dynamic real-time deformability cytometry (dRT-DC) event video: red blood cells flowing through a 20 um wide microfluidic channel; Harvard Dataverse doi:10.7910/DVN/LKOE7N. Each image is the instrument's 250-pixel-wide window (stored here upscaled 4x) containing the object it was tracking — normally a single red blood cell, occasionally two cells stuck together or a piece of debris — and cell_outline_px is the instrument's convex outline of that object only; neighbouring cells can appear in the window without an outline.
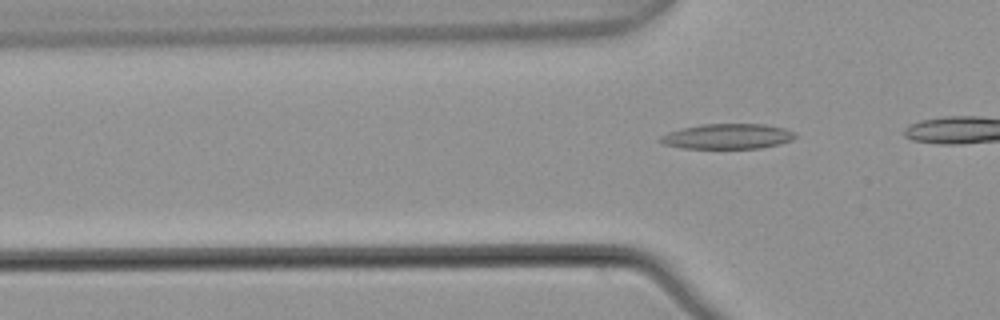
{"species": "common noctule bat (a hibernating species)", "species_latin": "Nyctalus noctula", "temperature_condition": "warm", "stored_images_in_passage": 7, "segment_of_instrument_passage": [2, 2], "camera_frame_rate_fps": 3000, "um_per_image_px": 0.085, "animal": {"sex": "male", "body_mass_g": 21.5, "forearm_length_mm": 52.0}, "frame": {"image": 1, "passage_image": 7, "time_ms": 2.0, "image_size_px": [1000, 320], "cell_outline_px": [[796, 136], [792, 140], [780, 144], [760, 148], [684, 148], [664, 144], [656, 140], [660, 136], [668, 132], [684, 128], [704, 124], [764, 124], [784, 128], [796, 132]], "centroid_in_image_um": [61.86, 11.59], "position_along_channel_um": 63.9, "area_um2": 19.77}}